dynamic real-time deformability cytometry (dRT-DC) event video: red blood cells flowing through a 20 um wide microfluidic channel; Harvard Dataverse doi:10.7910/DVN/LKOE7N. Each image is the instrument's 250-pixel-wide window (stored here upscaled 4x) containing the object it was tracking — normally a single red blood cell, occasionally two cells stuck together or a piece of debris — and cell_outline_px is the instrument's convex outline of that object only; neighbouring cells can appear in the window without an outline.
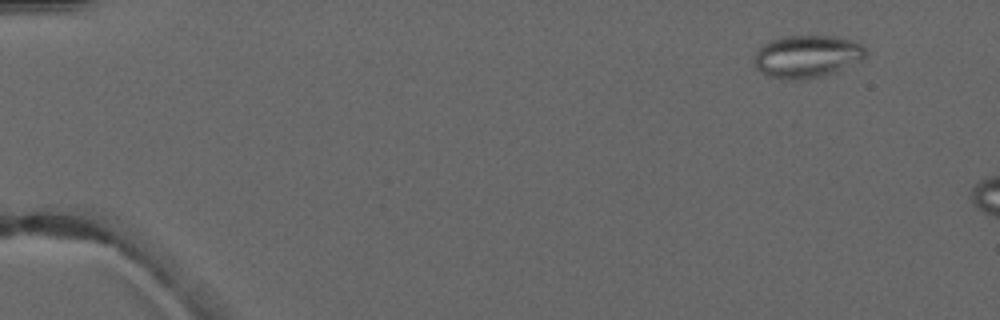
{"species": "common noctule bat (a hibernating species)", "species_latin": "Nyctalus noctula", "temperature_condition": "warm", "stored_images_in_passage": 3, "camera_frame_rate_fps": 3000, "um_per_image_px": 0.085, "animal": {"sex": "male", "forearm_length_mm": 52.5}, "frame": {"image": 1, "passage_image": 1, "time_ms": 0.0, "image_size_px": [1000, 320], "cell_outline_px": [[864, 56], [860, 60], [836, 72], [824, 76], [796, 80], [792, 80], [768, 76], [760, 72], [752, 64], [752, 60], [756, 52], [768, 40], [780, 36], [836, 36], [852, 40], [860, 44], [864, 48]], "centroid_in_image_um": [68.53, 4.79], "position_along_channel_um": 16.5, "area_um2": 27.74}}